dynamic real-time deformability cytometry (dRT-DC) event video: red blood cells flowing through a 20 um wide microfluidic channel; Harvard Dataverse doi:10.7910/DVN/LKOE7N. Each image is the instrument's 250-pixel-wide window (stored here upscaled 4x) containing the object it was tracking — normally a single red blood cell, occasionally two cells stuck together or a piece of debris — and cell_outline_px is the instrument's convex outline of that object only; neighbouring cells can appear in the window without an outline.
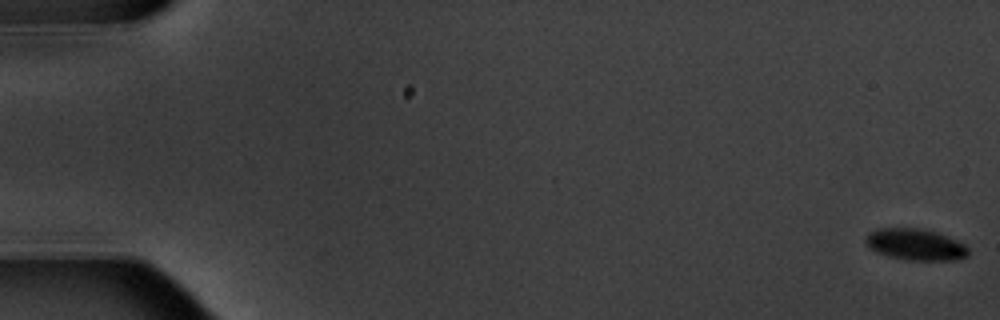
{"species": "common noctule bat (a hibernating species)", "species_latin": "Nyctalus noctula", "temperature_condition": "warm", "stored_images_in_passage": 5, "camera_frame_rate_fps": 3000, "um_per_image_px": 0.085, "animal": {"sex": "male", "body_mass_g": 20.1, "forearm_length_mm": 53.5}, "frame": {"image": 1, "passage_image": 1, "time_ms": 0.0, "image_size_px": [1000, 320], "cell_outline_px": [[968, 256], [956, 260], [908, 260], [888, 256], [876, 252], [868, 248], [864, 240], [868, 232], [876, 228], [920, 228], [936, 232], [948, 236], [964, 244], [968, 248]], "centroid_in_image_um": [77.78, 20.78], "position_along_channel_um": 7.2, "area_um2": 19.02}}
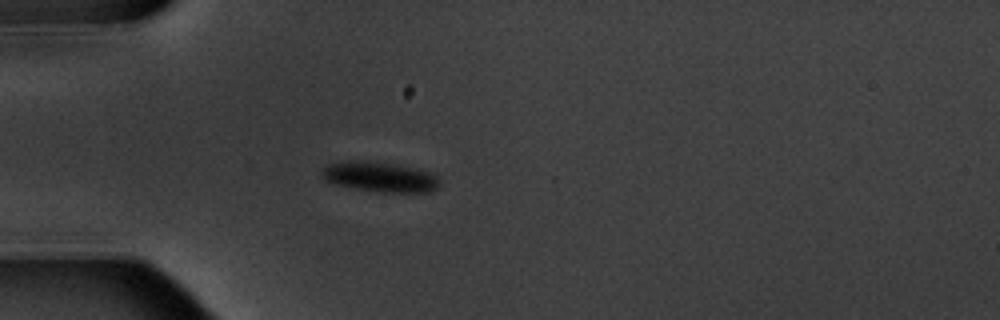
{"frame": {"image": 2, "passage_image": 5, "time_ms": 5.667, "image_size_px": [1000, 320], "cell_outline_px": [[440, 184], [436, 188], [428, 192], [380, 192], [352, 188], [336, 184], [324, 180], [320, 176], [320, 172], [328, 164], [340, 160], [376, 160], [400, 164], [436, 172], [440, 180]], "centroid_in_image_um": [32.31, 15.0], "position_along_channel_um": 52.7, "area_um2": 21.56}}